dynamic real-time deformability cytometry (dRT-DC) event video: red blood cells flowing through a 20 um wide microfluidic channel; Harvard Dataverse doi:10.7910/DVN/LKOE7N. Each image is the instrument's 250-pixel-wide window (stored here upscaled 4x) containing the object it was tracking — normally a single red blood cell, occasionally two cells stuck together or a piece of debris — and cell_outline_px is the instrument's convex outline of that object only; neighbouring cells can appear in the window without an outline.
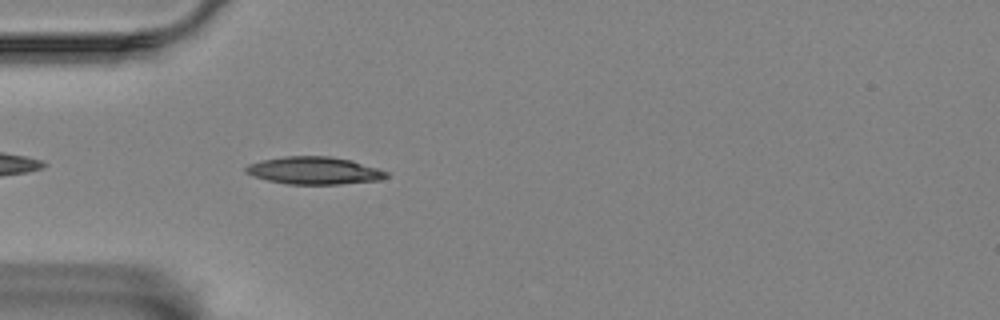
{"species": "Egyptian fruit bat (a non-hibernating species)", "species_latin": "Rousettus aegyptiacus", "temperature_condition": "room temperature", "stored_images_in_passage": 32, "camera_frame_rate_fps": 3000, "um_per_image_px": 0.085, "animal": {"sex": "female"}, "frame": {"image": 1, "passage_image": 1, "time_ms": 0.0, "image_size_px": [1000, 320], "cell_outline_px": [[388, 176], [380, 180], [340, 184], [288, 184], [268, 180], [244, 172], [244, 168], [248, 164], [260, 160], [284, 156], [328, 156], [352, 160], [388, 172]], "centroid_in_image_um": [26.69, 14.49], "position_along_channel_um": 58.3, "area_um2": 22.43}}
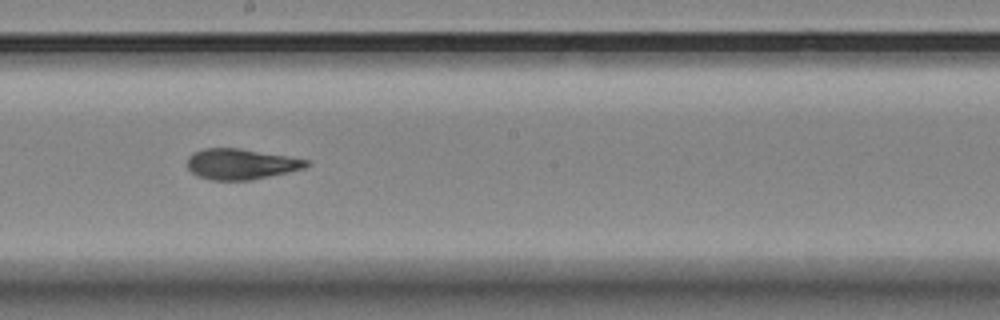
{"frame": {"image": 2, "passage_image": 16, "time_ms": 5.0, "image_size_px": [1000, 320], "cell_outline_px": [[312, 164], [304, 168], [268, 176], [248, 180], [208, 180], [196, 176], [188, 168], [188, 156], [192, 152], [204, 148], [240, 148], [288, 156], [308, 160]], "centroid_in_image_um": [20.45, 13.94], "position_along_channel_um": 227.8, "area_um2": 21.27}}
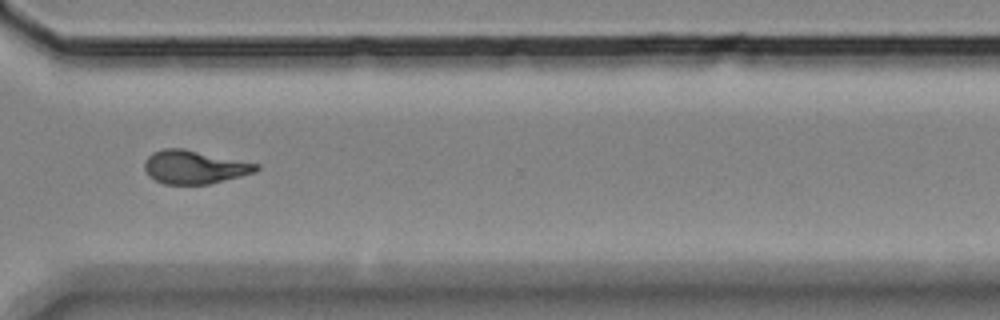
{"frame": {"image": 3, "passage_image": 27, "time_ms": 8.667, "image_size_px": [1000, 320], "cell_outline_px": [[260, 168], [256, 172], [208, 184], [164, 184], [148, 176], [144, 168], [144, 164], [148, 156], [152, 152], [164, 148], [184, 148], [260, 164]], "centroid_in_image_um": [16.52, 14.19], "position_along_channel_um": 354.1, "area_um2": 21.79}, "authors_computed_cell_mechanics": {"area_um2": 21.2704, "velocity_mm_per_s": 3.453, "shape_relaxation_time_tau1_ms": 7.5168, "shape_relaxation_time_tau2_ms": 1.8379, "deformation_change_tau1": 0.2193, "deformation_change_tau2": 0.085}}